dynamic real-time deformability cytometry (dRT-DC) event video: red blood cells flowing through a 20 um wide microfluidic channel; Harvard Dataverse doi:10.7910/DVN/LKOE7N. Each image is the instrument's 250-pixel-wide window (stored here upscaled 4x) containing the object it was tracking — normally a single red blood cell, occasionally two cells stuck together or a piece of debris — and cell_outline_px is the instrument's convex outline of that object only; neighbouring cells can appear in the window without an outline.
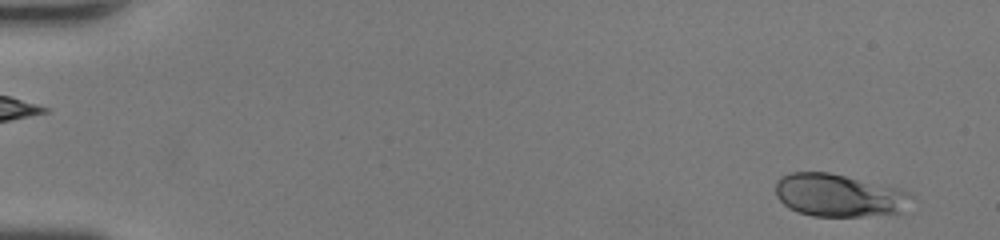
{"species": "human", "species_latin": "Homo sapiens", "temperature_condition": "room temperature", "stored_images_in_passage": 47, "camera_frame_rate_fps": 3000, "um_per_image_px": 0.085, "donor": {"sex": "female"}, "frame": {"image": 1, "passage_image": 2, "time_ms": 0.333, "image_size_px": [1000, 240], "cell_outline_px": [[912, 196], [900, 212], [860, 216], [812, 216], [796, 212], [788, 208], [776, 196], [776, 180], [780, 176], [792, 172], [828, 172], [900, 188], [912, 192]], "centroid_in_image_um": [71.25, 16.59], "position_along_channel_um": 13.8, "area_um2": 33.76}}
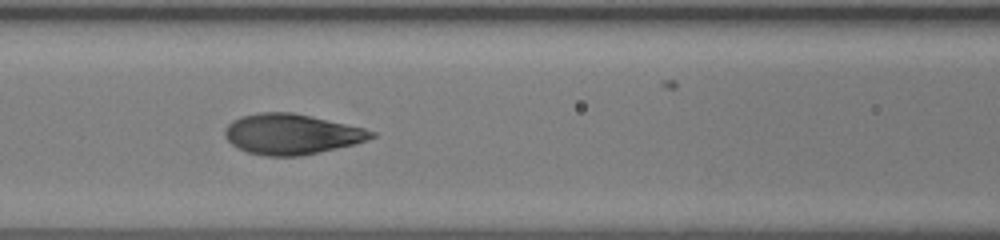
{"frame": {"image": 2, "passage_image": 21, "time_ms": 6.667, "image_size_px": [1000, 240], "cell_outline_px": [[376, 136], [368, 140], [356, 144], [300, 156], [264, 156], [248, 152], [232, 144], [224, 136], [224, 128], [232, 120], [240, 116], [260, 112], [292, 112], [364, 128], [376, 132]], "centroid_in_image_um": [24.77, 11.4], "position_along_channel_um": 141.8, "area_um2": 34.51}}
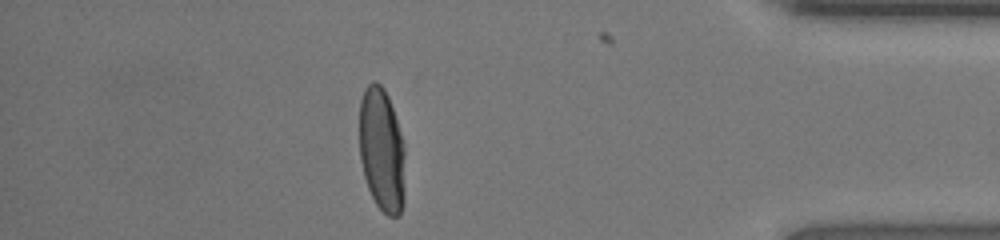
{"frame": {"image": 3, "passage_image": 41, "time_ms": 13.333, "image_size_px": [1000, 240], "cell_outline_px": [[404, 200], [400, 212], [396, 216], [388, 216], [376, 204], [368, 188], [364, 176], [360, 160], [360, 100], [364, 88], [372, 80], [376, 80], [384, 88], [388, 96], [396, 120], [404, 148]], "centroid_in_image_um": [32.43, 12.72], "position_along_channel_um": 402.8, "area_um2": 32.89}, "authors_computed_cell_mechanics": {"area_um2": 33.813, "velocity_mm_per_s": 4.4378, "shape_relaxation_time_tau1_ms": 3.942, "shape_relaxation_time_tau2_ms": null, "deformation_change_tau1": 0.2079, "deformation_change_tau2": null}}